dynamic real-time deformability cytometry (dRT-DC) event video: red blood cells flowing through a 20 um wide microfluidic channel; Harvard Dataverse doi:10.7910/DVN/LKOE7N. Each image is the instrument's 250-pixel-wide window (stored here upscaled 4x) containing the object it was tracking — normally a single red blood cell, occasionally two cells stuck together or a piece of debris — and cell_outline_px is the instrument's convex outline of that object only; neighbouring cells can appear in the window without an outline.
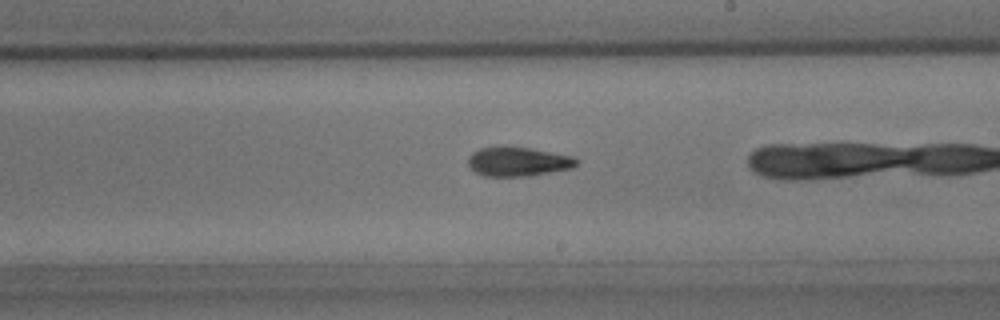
{"species": "common noctule bat (a hibernating species)", "species_latin": "Nyctalus noctula", "temperature_condition": "room temperature", "stored_images_in_passage": 29, "camera_frame_rate_fps": 3000, "um_per_image_px": 0.085, "animal": {"sex": "male", "body_mass_g": 15.6}, "frame": {"image": 1, "passage_image": 25, "time_ms": 8.0, "image_size_px": [1000, 320], "cell_outline_px": [[580, 160], [572, 168], [552, 172], [528, 176], [484, 176], [468, 168], [468, 156], [472, 152], [480, 148], [504, 144], [532, 148], [572, 156]], "centroid_in_image_um": [43.99, 13.71], "position_along_channel_um": 245.0, "area_um2": 19.02}}